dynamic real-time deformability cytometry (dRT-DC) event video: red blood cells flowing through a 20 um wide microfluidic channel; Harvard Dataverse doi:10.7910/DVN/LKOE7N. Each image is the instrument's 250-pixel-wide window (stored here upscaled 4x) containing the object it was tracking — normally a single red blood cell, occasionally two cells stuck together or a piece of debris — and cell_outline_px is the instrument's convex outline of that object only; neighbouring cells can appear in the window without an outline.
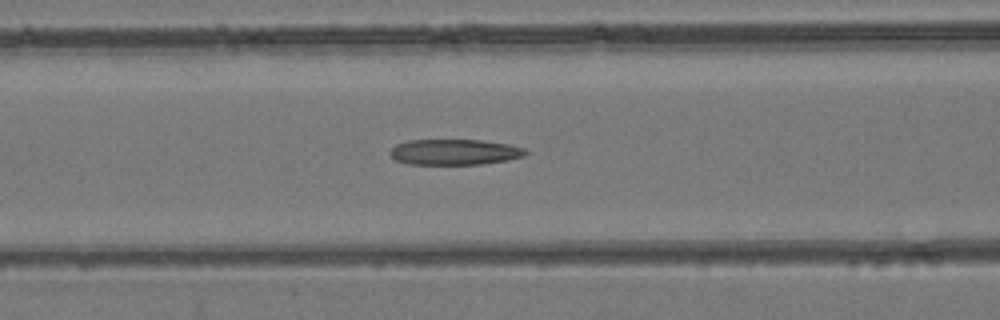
{"species": "common noctule bat (a hibernating species)", "species_latin": "Nyctalus noctula", "temperature_condition": "room temperature", "stored_images_in_passage": 34, "camera_frame_rate_fps": 3000, "um_per_image_px": 0.085, "animal": {"sex": "female", "body_mass_g": 24.6, "forearm_length_mm": 56.2}, "frame": {"image": 1, "passage_image": 5, "time_ms": 1.333, "image_size_px": [1000, 320], "cell_outline_px": [[528, 152], [524, 156], [508, 160], [480, 164], [408, 164], [396, 160], [388, 152], [396, 144], [408, 140], [480, 140], [508, 144], [524, 148]], "centroid_in_image_um": [38.63, 12.92], "position_along_channel_um": 128.0, "area_um2": 20.23}}
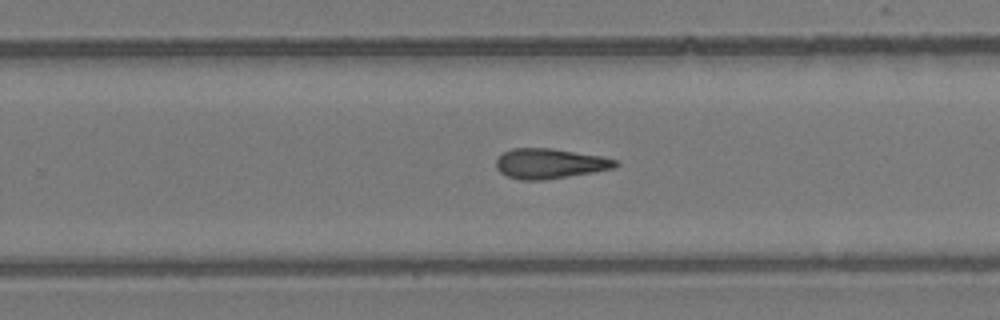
{"frame": {"image": 2, "passage_image": 16, "time_ms": 5.0, "image_size_px": [1000, 320], "cell_outline_px": [[620, 164], [616, 168], [596, 172], [544, 180], [520, 180], [508, 176], [500, 172], [496, 168], [496, 160], [504, 152], [512, 148], [552, 148], [600, 156], [616, 160]], "centroid_in_image_um": [46.75, 13.91], "position_along_channel_um": 283.0, "area_um2": 20.98}}
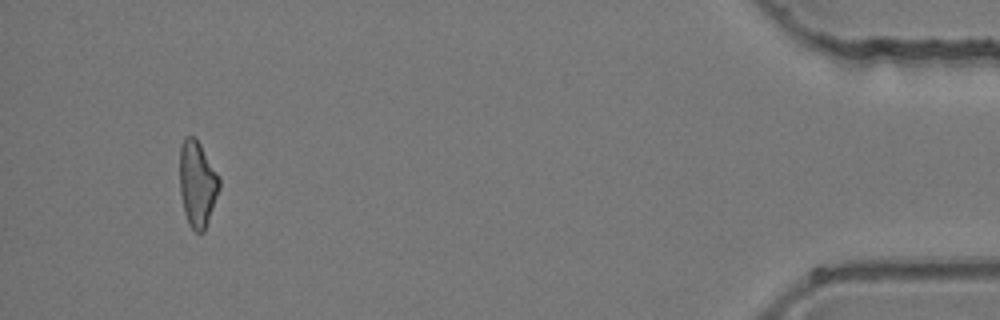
{"frame": {"image": 3, "passage_image": 31, "time_ms": 10.0, "image_size_px": [1000, 320], "cell_outline_px": [[220, 188], [204, 232], [196, 232], [188, 224], [184, 212], [180, 192], [180, 144], [184, 136], [192, 136], [200, 144], [220, 176]], "centroid_in_image_um": [16.77, 15.62], "position_along_channel_um": 418.4, "area_um2": 19.88}}